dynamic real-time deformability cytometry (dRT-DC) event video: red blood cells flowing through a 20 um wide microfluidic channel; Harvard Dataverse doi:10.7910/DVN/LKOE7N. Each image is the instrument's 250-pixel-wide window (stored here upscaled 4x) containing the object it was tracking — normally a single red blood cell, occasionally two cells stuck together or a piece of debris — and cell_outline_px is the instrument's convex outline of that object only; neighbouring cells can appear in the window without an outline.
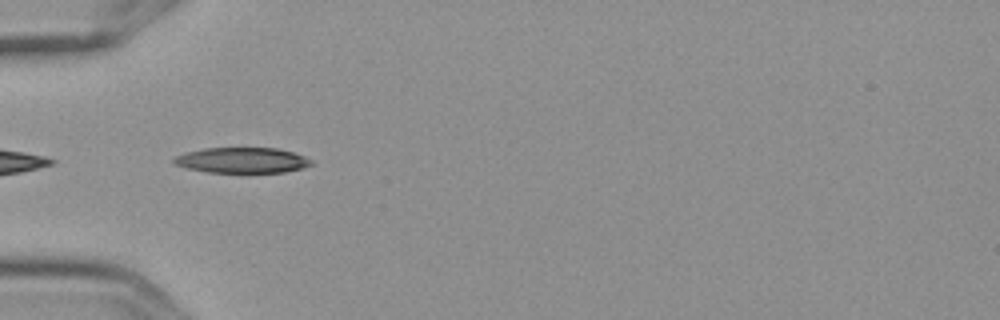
{"species": "Egyptian fruit bat (a non-hibernating species)", "species_latin": "Rousettus aegyptiacus", "temperature_condition": "cold", "stored_images_in_passage": 7, "segment_of_instrument_passage": [2, 2], "camera_frame_rate_fps": 3000, "um_per_image_px": 0.085, "frame": {"image": 1, "passage_image": 6, "time_ms": 1.667, "image_size_px": [1000, 320], "cell_outline_px": [[312, 164], [304, 168], [284, 172], [208, 172], [188, 168], [176, 164], [172, 160], [176, 156], [184, 152], [204, 148], [276, 148], [292, 152], [304, 156], [312, 160]], "centroid_in_image_um": [20.59, 13.61], "position_along_channel_um": 64.4, "area_um2": 20.29}}
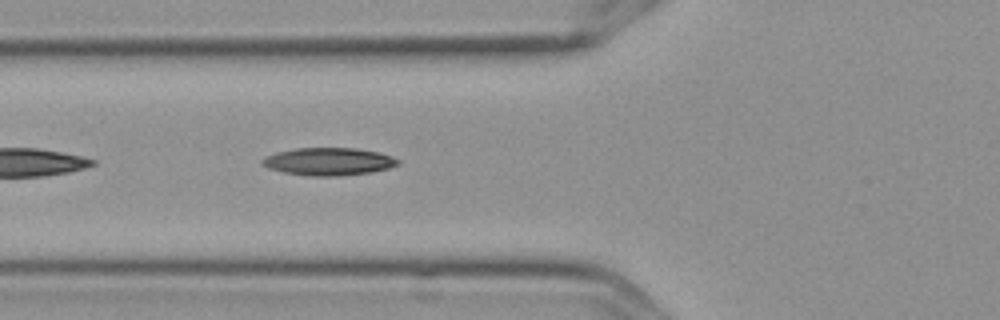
{"frame": {"image": 2, "passage_image": 7, "time_ms": 2.0, "image_size_px": [1000, 320], "cell_outline_px": [[400, 164], [388, 168], [368, 172], [336, 176], [312, 176], [284, 172], [268, 168], [260, 164], [260, 160], [276, 152], [296, 148], [356, 148], [376, 152], [392, 156], [400, 160]], "centroid_in_image_um": [27.91, 13.72], "position_along_channel_um": 97.9, "area_um2": 21.68}}